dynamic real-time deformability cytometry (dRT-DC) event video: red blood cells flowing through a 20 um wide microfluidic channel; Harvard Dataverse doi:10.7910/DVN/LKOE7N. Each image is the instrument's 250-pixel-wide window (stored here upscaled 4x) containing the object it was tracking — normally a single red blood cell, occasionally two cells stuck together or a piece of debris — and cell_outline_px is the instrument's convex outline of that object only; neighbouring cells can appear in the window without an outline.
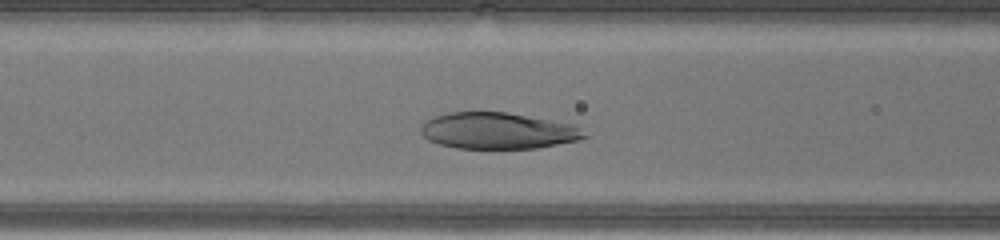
{"species": "human", "species_latin": "Homo sapiens", "temperature_condition": "warm", "stored_images_in_passage": 31, "camera_frame_rate_fps": 3000, "um_per_image_px": 0.085, "donor": {"sex": "male"}, "frame": {"image": 1, "passage_image": 11, "time_ms": 3.333, "image_size_px": [1000, 240], "cell_outline_px": [[588, 136], [576, 140], [540, 148], [456, 148], [440, 144], [428, 140], [420, 132], [420, 128], [424, 120], [432, 116], [448, 112], [508, 112], [572, 124]], "centroid_in_image_um": [42.24, 11.11], "position_along_channel_um": 124.4, "area_um2": 34.56}}
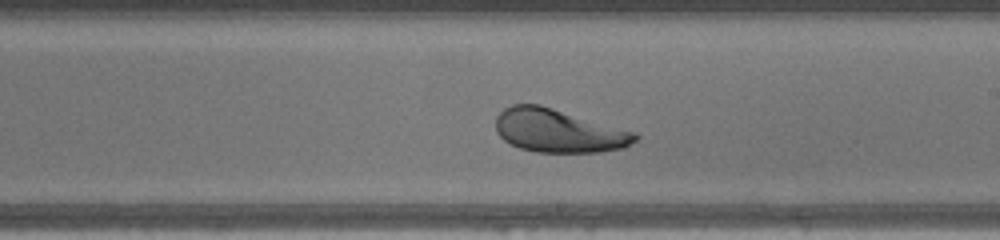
{"frame": {"image": 2, "passage_image": 19, "time_ms": 6.0, "image_size_px": [1000, 240], "cell_outline_px": [[640, 136], [636, 140], [624, 148], [600, 152], [536, 152], [520, 148], [504, 140], [496, 132], [496, 116], [504, 108], [512, 104], [540, 104], [636, 132]], "centroid_in_image_um": [47.47, 11.11], "position_along_channel_um": 241.5, "area_um2": 35.26}}
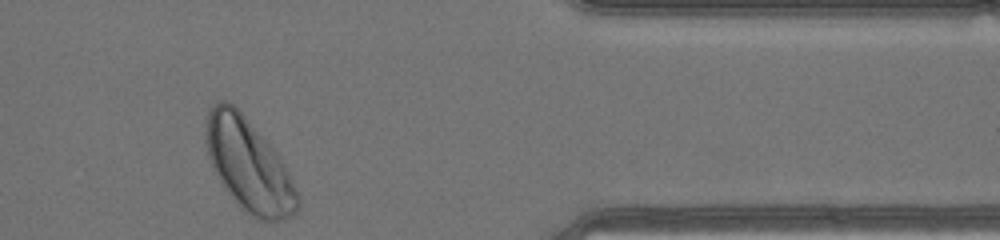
{"frame": {"image": 3, "passage_image": 31, "time_ms": 10.0, "image_size_px": [1000, 240], "cell_outline_px": [[300, 208], [292, 216], [284, 220], [256, 220], [240, 208], [216, 176], [208, 156], [204, 140], [204, 128], [208, 112], [220, 100], [228, 100], [244, 116], [276, 152], [284, 164], [300, 196]], "centroid_in_image_um": [21.14, 14.08], "position_along_channel_um": 390.3, "area_um2": 49.42}, "authors_computed_cell_mechanics": {"area_um2": 38.6104, "velocity_mm_per_s": 4.4043, "shape_relaxation_time_tau1_ms": 1.907, "shape_relaxation_time_tau2_ms": 1.874, "deformation_change_tau1": 0.131, "deformation_change_tau2": 0.0577}}